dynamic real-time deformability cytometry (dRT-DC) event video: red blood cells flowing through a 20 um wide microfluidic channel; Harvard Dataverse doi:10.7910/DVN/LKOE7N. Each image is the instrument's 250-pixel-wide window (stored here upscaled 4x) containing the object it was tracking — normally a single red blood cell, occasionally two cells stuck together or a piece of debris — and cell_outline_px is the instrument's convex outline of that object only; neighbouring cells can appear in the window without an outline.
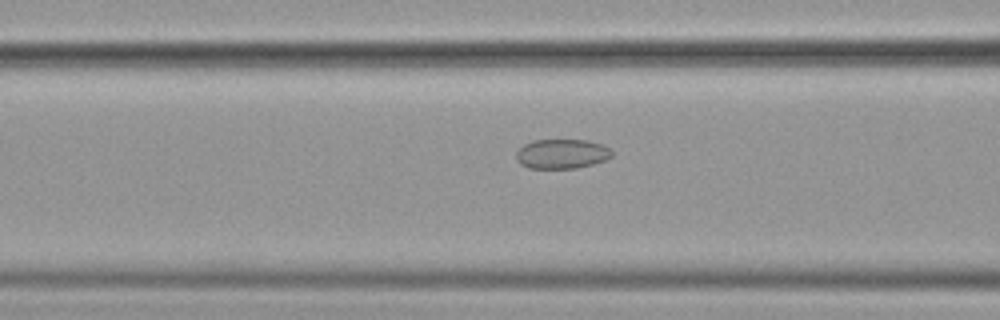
{"species": "common noctule bat (a hibernating species)", "species_latin": "Nyctalus noctula", "temperature_condition": "cold", "stored_images_in_passage": 43, "camera_frame_rate_fps": 3000, "um_per_image_px": 0.085, "animal": {"sex": "female", "body_mass_g": 19.9}, "frame": {"image": 1, "passage_image": 12, "time_ms": 3.667, "image_size_px": [1000, 320], "cell_outline_px": [[612, 156], [604, 160], [592, 164], [576, 168], [528, 168], [520, 164], [516, 160], [516, 152], [524, 144], [532, 140], [588, 140], [604, 144], [612, 152]], "centroid_in_image_um": [47.74, 13.07], "position_along_channel_um": 118.9, "area_um2": 16.53}}
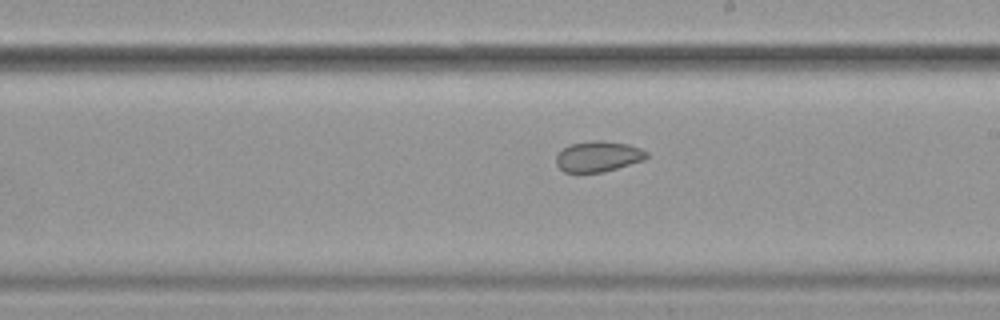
{"frame": {"image": 2, "passage_image": 22, "time_ms": 7.0, "image_size_px": [1000, 320], "cell_outline_px": [[648, 156], [644, 160], [604, 172], [564, 172], [556, 164], [556, 156], [568, 144], [592, 140], [600, 140], [628, 144], [640, 148], [648, 152]], "centroid_in_image_um": [50.85, 13.29], "position_along_channel_um": 238.2, "area_um2": 16.18}}
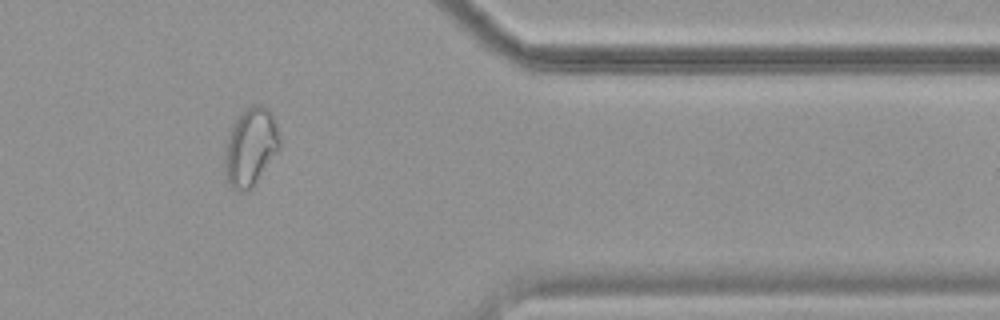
{"frame": {"image": 3, "passage_image": 36, "time_ms": 11.667, "image_size_px": [1000, 320], "cell_outline_px": [[280, 148], [252, 188], [248, 192], [232, 188], [228, 180], [224, 160], [228, 132], [236, 120], [252, 104], [260, 104], [268, 108], [276, 120], [280, 136]], "centroid_in_image_um": [21.33, 12.48], "position_along_channel_um": 390.1, "area_um2": 24.8}, "authors_computed_cell_mechanics": {"area_um2": 18.3226, "velocity_mm_per_s": 3.5985, "shape_relaxation_time_tau1_ms": null, "shape_relaxation_time_tau2_ms": 3.5301, "deformation_change_tau1": null, "deformation_change_tau2": 0.0665}}